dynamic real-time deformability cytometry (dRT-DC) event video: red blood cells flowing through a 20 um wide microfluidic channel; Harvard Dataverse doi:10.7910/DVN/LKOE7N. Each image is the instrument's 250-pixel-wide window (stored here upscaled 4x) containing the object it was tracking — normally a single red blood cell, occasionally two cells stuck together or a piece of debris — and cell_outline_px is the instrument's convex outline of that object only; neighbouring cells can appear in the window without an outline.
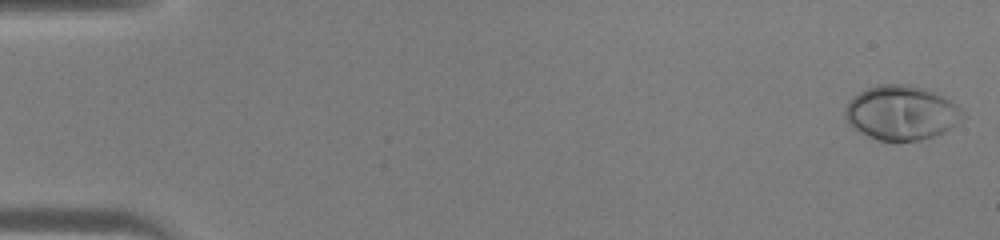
{"species": "human", "species_latin": "Homo sapiens", "temperature_condition": "warm", "stored_images_in_passage": 45, "camera_frame_rate_fps": 3000, "um_per_image_px": 0.085, "donor": {"sex": "male"}, "frame": {"image": 1, "passage_image": 1, "time_ms": 0.0, "image_size_px": [1000, 240], "cell_outline_px": [[968, 116], [944, 132], [920, 140], [880, 140], [868, 136], [852, 128], [848, 124], [844, 116], [844, 112], [852, 96], [876, 84], [912, 84], [924, 88], [956, 104]], "centroid_in_image_um": [76.61, 9.58], "position_along_channel_um": 8.4, "area_um2": 37.22}}
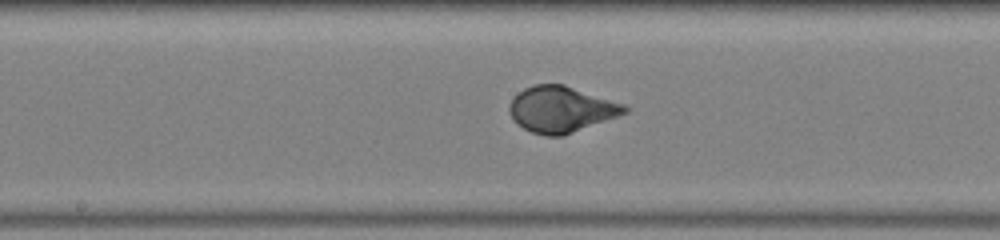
{"frame": {"image": 2, "passage_image": 24, "time_ms": 7.667, "image_size_px": [1000, 240], "cell_outline_px": [[628, 112], [564, 136], [544, 136], [532, 132], [516, 124], [508, 112], [508, 108], [512, 100], [524, 88], [532, 84], [564, 84], [624, 104], [628, 108]], "centroid_in_image_um": [47.68, 9.3], "position_along_channel_um": 200.5, "area_um2": 30.87}}
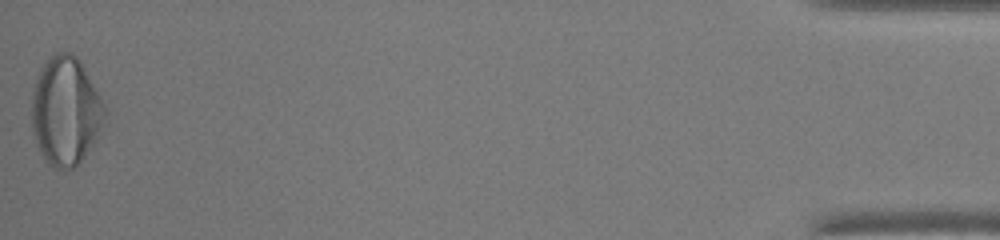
{"frame": {"image": 3, "passage_image": 45, "time_ms": 14.667, "image_size_px": [1000, 240], "cell_outline_px": [[108, 112], [92, 144], [84, 156], [72, 168], [56, 168], [48, 164], [44, 160], [40, 152], [32, 132], [32, 88], [36, 76], [40, 68], [52, 52], [68, 52], [76, 56], [80, 60], [104, 104]], "centroid_in_image_um": [5.54, 9.4], "position_along_channel_um": 429.7, "area_um2": 46.12}}